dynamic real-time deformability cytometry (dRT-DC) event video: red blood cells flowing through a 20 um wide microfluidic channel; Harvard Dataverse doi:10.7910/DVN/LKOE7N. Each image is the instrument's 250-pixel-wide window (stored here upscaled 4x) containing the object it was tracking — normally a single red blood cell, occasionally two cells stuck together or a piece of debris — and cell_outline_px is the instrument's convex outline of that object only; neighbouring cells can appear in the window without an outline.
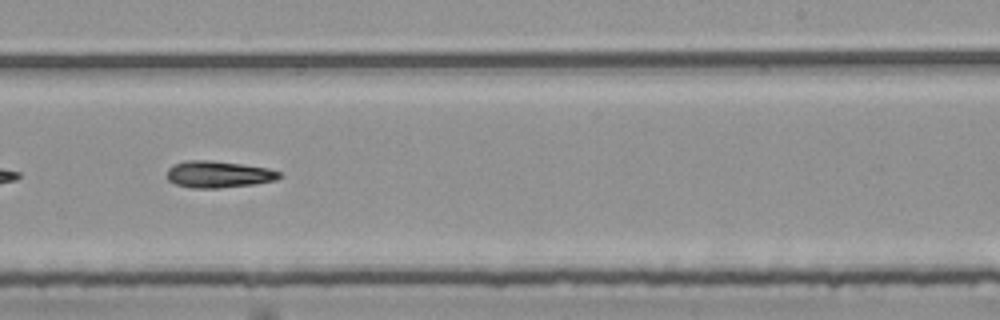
{"species": "common noctule bat (a hibernating species)", "species_latin": "Nyctalus noctula", "temperature_condition": "room temperature", "stored_images_in_passage": 29, "camera_frame_rate_fps": 3000, "um_per_image_px": 0.085, "animal": {"sex": "female", "body_mass_g": 25.1}, "frame": {"image": 1, "passage_image": 17, "time_ms": 5.333, "image_size_px": [1000, 320], "cell_outline_px": [[284, 176], [276, 180], [252, 184], [220, 188], [192, 188], [176, 184], [168, 180], [168, 168], [172, 164], [188, 160], [212, 160], [268, 168], [280, 172]], "centroid_in_image_um": [18.57, 14.81], "position_along_channel_um": 270.4, "area_um2": 17.51}}